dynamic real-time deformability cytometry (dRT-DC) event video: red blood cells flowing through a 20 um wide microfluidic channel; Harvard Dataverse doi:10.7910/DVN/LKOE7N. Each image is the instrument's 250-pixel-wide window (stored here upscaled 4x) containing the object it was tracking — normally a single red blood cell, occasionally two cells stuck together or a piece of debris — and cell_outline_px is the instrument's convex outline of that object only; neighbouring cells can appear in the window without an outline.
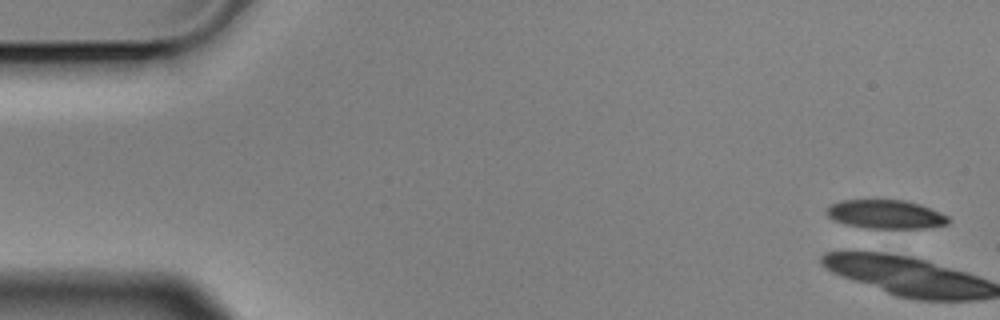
{"species": "Egyptian fruit bat (a non-hibernating species)", "species_latin": "Rousettus aegyptiacus", "temperature_condition": "cold", "stored_images_in_passage": 6, "camera_frame_rate_fps": 3000, "um_per_image_px": 0.085, "animal": {"sex": "male"}, "frame": {"image": 1, "passage_image": 1, "time_ms": 0.0, "image_size_px": [1000, 320], "cell_outline_px": [[952, 220], [948, 224], [924, 228], [864, 228], [832, 220], [828, 216], [828, 208], [832, 204], [840, 200], [904, 200], [920, 204], [940, 212], [948, 216]], "centroid_in_image_um": [75.32, 18.22], "position_along_channel_um": 9.7, "area_um2": 20.35}}
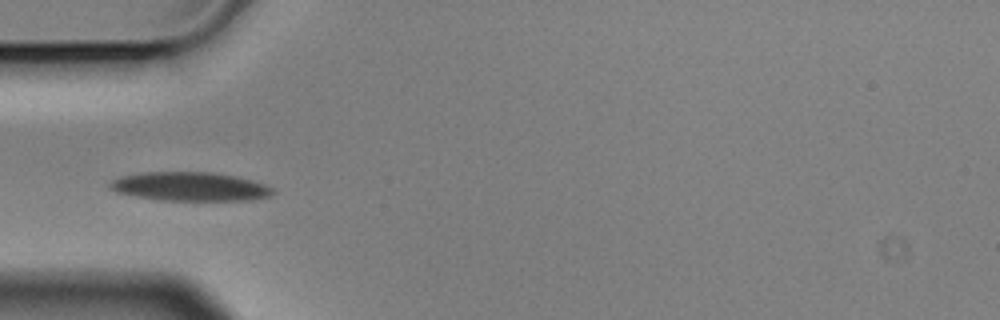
{"frame": {"image": 2, "passage_image": 6, "time_ms": 1.667, "image_size_px": [1000, 320], "cell_outline_px": [[276, 192], [268, 196], [252, 200], [156, 200], [116, 192], [108, 188], [108, 184], [112, 180], [120, 176], [144, 172], [212, 172], [236, 176], [252, 180], [264, 184], [272, 188]], "centroid_in_image_um": [16.12, 15.85], "position_along_channel_um": 68.9, "area_um2": 27.46}}